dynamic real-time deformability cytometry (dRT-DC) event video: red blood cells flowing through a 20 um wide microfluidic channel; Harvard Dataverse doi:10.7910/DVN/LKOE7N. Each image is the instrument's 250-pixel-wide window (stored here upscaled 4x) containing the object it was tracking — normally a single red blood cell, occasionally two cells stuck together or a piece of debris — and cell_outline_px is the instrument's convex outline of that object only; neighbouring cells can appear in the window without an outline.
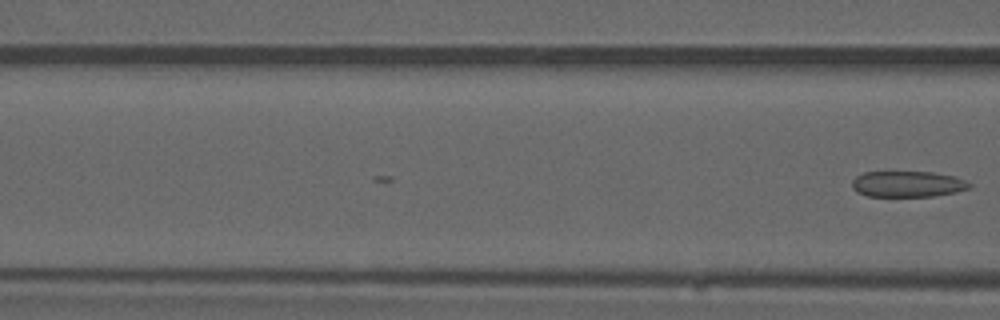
{"species": "common noctule bat (a hibernating species)", "species_latin": "Nyctalus noctula", "temperature_condition": "warm", "stored_images_in_passage": 18, "camera_frame_rate_fps": 3000, "um_per_image_px": 0.085, "animal": {"sex": "male", "forearm_length_mm": 52.5}, "frame": {"image": 1, "passage_image": 18, "time_ms": 5.667, "image_size_px": [1000, 320], "cell_outline_px": [[972, 188], [956, 192], [932, 196], [868, 196], [856, 192], [852, 188], [852, 180], [856, 176], [864, 172], [932, 172], [956, 176], [972, 184]], "centroid_in_image_um": [77.16, 15.64], "position_along_channel_um": 89.4, "area_um2": 17.86}}